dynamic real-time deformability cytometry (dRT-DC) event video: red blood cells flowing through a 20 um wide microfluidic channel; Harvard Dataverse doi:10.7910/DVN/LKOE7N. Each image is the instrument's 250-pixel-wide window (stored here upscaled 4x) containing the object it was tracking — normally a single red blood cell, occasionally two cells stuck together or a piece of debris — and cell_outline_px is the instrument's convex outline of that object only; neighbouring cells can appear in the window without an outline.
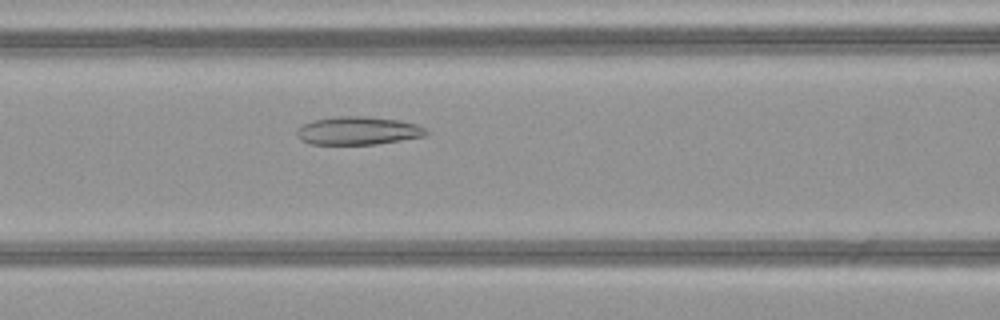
{"species": "common noctule bat (a hibernating species)", "species_latin": "Nyctalus noctula", "temperature_condition": "warm", "stored_images_in_passage": 50, "camera_frame_rate_fps": 3000, "um_per_image_px": 0.085, "animal": {"sex": "female", "body_mass_g": 21.9}, "frame": {"image": 1, "passage_image": 22, "time_ms": 7.0, "image_size_px": [1000, 320], "cell_outline_px": [[428, 132], [424, 136], [376, 144], [308, 144], [300, 140], [296, 136], [296, 128], [304, 124], [316, 120], [336, 116], [360, 116], [400, 120], [416, 124], [424, 128]], "centroid_in_image_um": [30.38, 11.11], "position_along_channel_um": 136.2, "area_um2": 21.1}}
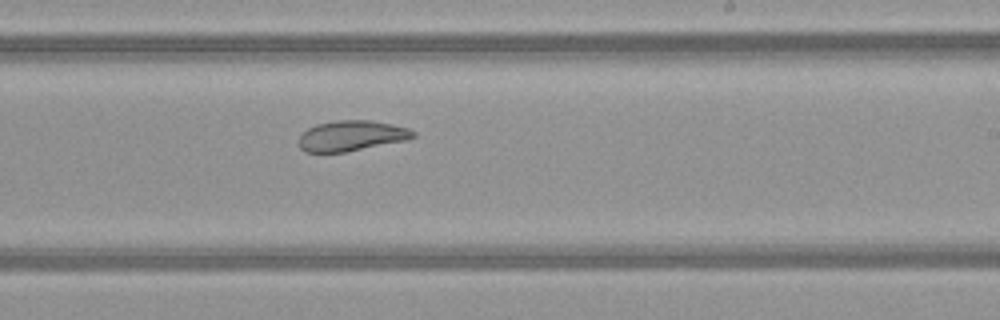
{"frame": {"image": 2, "passage_image": 31, "time_ms": 10.0, "image_size_px": [1000, 320], "cell_outline_px": [[416, 136], [408, 140], [344, 152], [304, 152], [300, 148], [300, 136], [308, 128], [316, 124], [340, 120], [372, 120], [392, 124], [408, 128], [416, 132]], "centroid_in_image_um": [29.91, 11.54], "position_along_channel_um": 259.1, "area_um2": 20.23}}
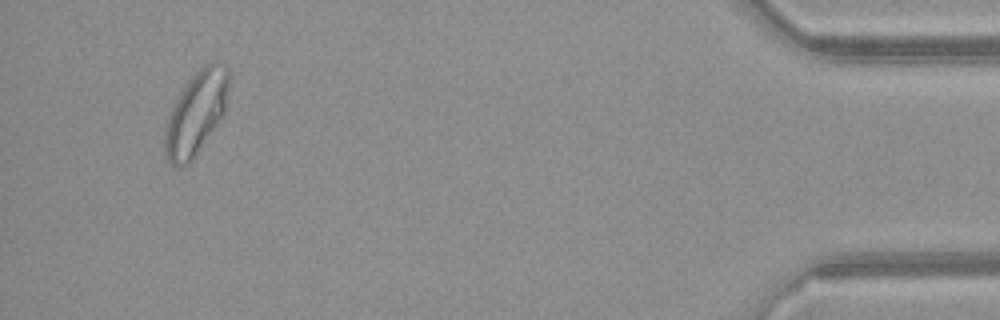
{"frame": {"image": 3, "passage_image": 48, "time_ms": 15.667, "image_size_px": [1000, 320], "cell_outline_px": [[228, 88], [224, 112], [216, 124], [188, 164], [180, 168], [176, 168], [164, 156], [164, 128], [168, 116], [176, 96], [188, 80], [208, 60], [212, 60], [224, 64], [228, 68]], "centroid_in_image_um": [16.62, 9.58], "position_along_channel_um": 418.6, "area_um2": 30.92}, "authors_computed_cell_mechanics": {"area_um2": 27.8596, "velocity_mm_per_s": 4.1048, "shape_relaxation_time_tau1_ms": null, "shape_relaxation_time_tau2_ms": 2.0046, "deformation_change_tau1": null, "deformation_change_tau2": 0.0831}}